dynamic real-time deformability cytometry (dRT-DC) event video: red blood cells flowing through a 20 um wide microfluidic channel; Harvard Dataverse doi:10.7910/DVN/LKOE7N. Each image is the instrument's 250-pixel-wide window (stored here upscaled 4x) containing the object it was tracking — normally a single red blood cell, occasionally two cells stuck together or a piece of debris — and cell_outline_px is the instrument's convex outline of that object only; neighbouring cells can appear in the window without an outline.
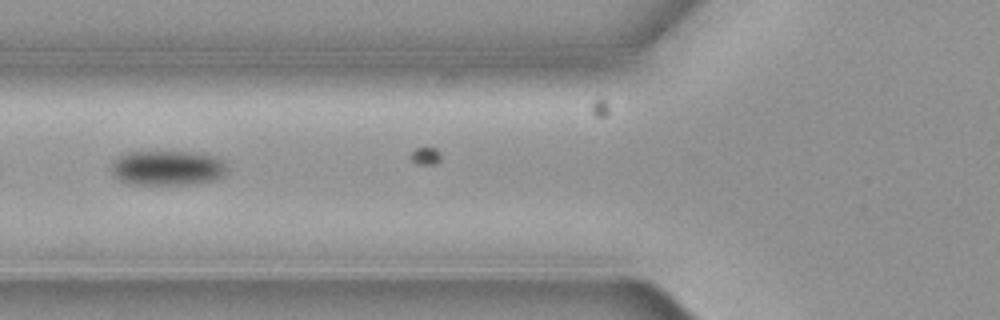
{"species": "common noctule bat (a hibernating species)", "species_latin": "Nyctalus noctula", "temperature_condition": "cold", "stored_images_in_passage": 7, "camera_frame_rate_fps": 3000, "um_per_image_px": 0.085, "animal": {"sex": "female", "body_mass_g": 19.3, "forearm_length_mm": 54.1}, "frame": {"image": 1, "passage_image": 5, "time_ms": 1.333, "image_size_px": [1000, 320], "cell_outline_px": [[224, 172], [220, 176], [212, 180], [196, 184], [132, 184], [120, 180], [112, 172], [112, 160], [128, 152], [184, 152], [212, 156], [220, 160], [224, 164]], "centroid_in_image_um": [14.16, 14.28], "position_along_channel_um": 111.6, "area_um2": 22.89}}
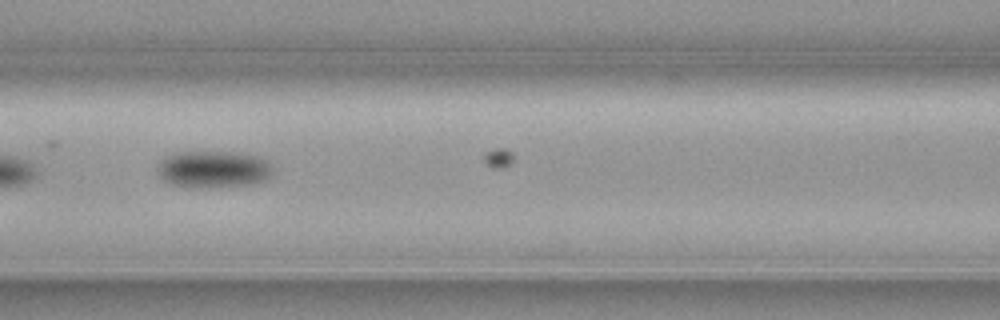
{"frame": {"image": 2, "passage_image": 6, "time_ms": 1.667, "image_size_px": [1000, 320], "cell_outline_px": [[272, 172], [264, 180], [248, 184], [200, 188], [188, 188], [172, 184], [164, 180], [160, 176], [160, 164], [168, 156], [180, 152], [248, 152], [264, 156], [268, 160]], "centroid_in_image_um": [18.21, 14.37], "position_along_channel_um": 148.4, "area_um2": 24.74}}